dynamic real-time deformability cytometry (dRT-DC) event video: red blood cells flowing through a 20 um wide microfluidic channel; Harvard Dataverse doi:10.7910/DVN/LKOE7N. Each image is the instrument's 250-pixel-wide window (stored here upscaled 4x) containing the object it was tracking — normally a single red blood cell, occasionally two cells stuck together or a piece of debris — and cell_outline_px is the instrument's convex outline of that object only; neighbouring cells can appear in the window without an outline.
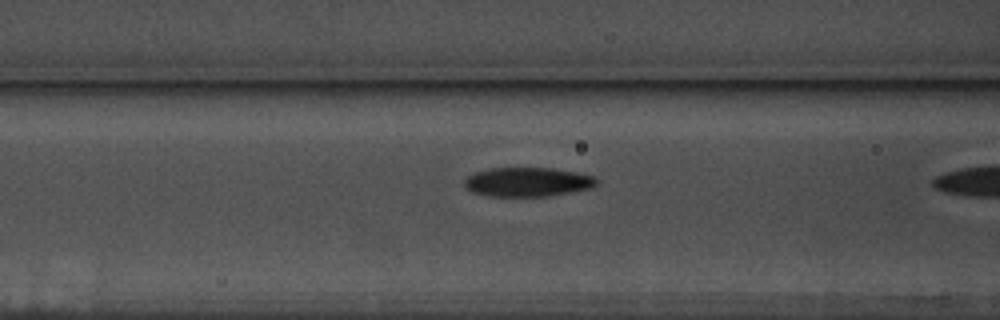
{"species": "common noctule bat (a hibernating species)", "species_latin": "Nyctalus noctula", "temperature_condition": "warm", "stored_images_in_passage": 5, "camera_frame_rate_fps": 3000, "um_per_image_px": 0.085, "animal": {"sex": "male", "body_mass_g": 17.5, "forearm_length_mm": 52.3}, "frame": {"image": 1, "passage_image": 4, "time_ms": 1.0, "image_size_px": [1000, 320], "cell_outline_px": [[600, 180], [592, 188], [548, 196], [492, 196], [472, 192], [464, 184], [464, 180], [468, 176], [476, 172], [488, 168], [552, 168], [576, 172], [596, 176]], "centroid_in_image_um": [44.89, 15.46], "position_along_channel_um": 121.7, "area_um2": 22.48}}